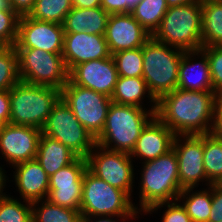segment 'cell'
<instances>
[{
  "instance_id": "obj_1",
  "label": "cell",
  "mask_w": 222,
  "mask_h": 222,
  "mask_svg": "<svg viewBox=\"0 0 222 222\" xmlns=\"http://www.w3.org/2000/svg\"><path fill=\"white\" fill-rule=\"evenodd\" d=\"M218 97L214 91L176 88L157 101L155 116L175 135L210 134Z\"/></svg>"
},
{
  "instance_id": "obj_2",
  "label": "cell",
  "mask_w": 222,
  "mask_h": 222,
  "mask_svg": "<svg viewBox=\"0 0 222 222\" xmlns=\"http://www.w3.org/2000/svg\"><path fill=\"white\" fill-rule=\"evenodd\" d=\"M140 164H136V169L140 168L136 170V192L132 197L133 205L139 213L143 215L157 203L178 199L183 189L180 185L177 155L173 149L165 155Z\"/></svg>"
},
{
  "instance_id": "obj_3",
  "label": "cell",
  "mask_w": 222,
  "mask_h": 222,
  "mask_svg": "<svg viewBox=\"0 0 222 222\" xmlns=\"http://www.w3.org/2000/svg\"><path fill=\"white\" fill-rule=\"evenodd\" d=\"M156 111L112 102L96 144L114 151L131 153L144 127Z\"/></svg>"
},
{
  "instance_id": "obj_4",
  "label": "cell",
  "mask_w": 222,
  "mask_h": 222,
  "mask_svg": "<svg viewBox=\"0 0 222 222\" xmlns=\"http://www.w3.org/2000/svg\"><path fill=\"white\" fill-rule=\"evenodd\" d=\"M184 51L151 36L142 46L143 79L156 101L175 90Z\"/></svg>"
},
{
  "instance_id": "obj_5",
  "label": "cell",
  "mask_w": 222,
  "mask_h": 222,
  "mask_svg": "<svg viewBox=\"0 0 222 222\" xmlns=\"http://www.w3.org/2000/svg\"><path fill=\"white\" fill-rule=\"evenodd\" d=\"M9 95L10 123L42 129L61 99V90L19 81L9 89Z\"/></svg>"
},
{
  "instance_id": "obj_6",
  "label": "cell",
  "mask_w": 222,
  "mask_h": 222,
  "mask_svg": "<svg viewBox=\"0 0 222 222\" xmlns=\"http://www.w3.org/2000/svg\"><path fill=\"white\" fill-rule=\"evenodd\" d=\"M202 1L168 7L159 28L152 35L156 40L183 51L202 48Z\"/></svg>"
},
{
  "instance_id": "obj_7",
  "label": "cell",
  "mask_w": 222,
  "mask_h": 222,
  "mask_svg": "<svg viewBox=\"0 0 222 222\" xmlns=\"http://www.w3.org/2000/svg\"><path fill=\"white\" fill-rule=\"evenodd\" d=\"M82 215L89 217H135L139 212L123 191L106 183L88 168L83 175Z\"/></svg>"
},
{
  "instance_id": "obj_8",
  "label": "cell",
  "mask_w": 222,
  "mask_h": 222,
  "mask_svg": "<svg viewBox=\"0 0 222 222\" xmlns=\"http://www.w3.org/2000/svg\"><path fill=\"white\" fill-rule=\"evenodd\" d=\"M15 49L20 81L59 90L68 82L69 71L62 54L49 53L37 48Z\"/></svg>"
},
{
  "instance_id": "obj_9",
  "label": "cell",
  "mask_w": 222,
  "mask_h": 222,
  "mask_svg": "<svg viewBox=\"0 0 222 222\" xmlns=\"http://www.w3.org/2000/svg\"><path fill=\"white\" fill-rule=\"evenodd\" d=\"M41 133L58 140L82 158H87L96 145V139L78 121L62 98L53 107Z\"/></svg>"
},
{
  "instance_id": "obj_10",
  "label": "cell",
  "mask_w": 222,
  "mask_h": 222,
  "mask_svg": "<svg viewBox=\"0 0 222 222\" xmlns=\"http://www.w3.org/2000/svg\"><path fill=\"white\" fill-rule=\"evenodd\" d=\"M86 159L88 169L93 174L123 190L132 199L136 186V164L129 153L109 150L96 144Z\"/></svg>"
},
{
  "instance_id": "obj_11",
  "label": "cell",
  "mask_w": 222,
  "mask_h": 222,
  "mask_svg": "<svg viewBox=\"0 0 222 222\" xmlns=\"http://www.w3.org/2000/svg\"><path fill=\"white\" fill-rule=\"evenodd\" d=\"M61 98L91 136L97 139L105 125L111 98L73 84L70 80L62 88Z\"/></svg>"
},
{
  "instance_id": "obj_12",
  "label": "cell",
  "mask_w": 222,
  "mask_h": 222,
  "mask_svg": "<svg viewBox=\"0 0 222 222\" xmlns=\"http://www.w3.org/2000/svg\"><path fill=\"white\" fill-rule=\"evenodd\" d=\"M172 149L177 155L182 189L211 185L204 169L203 135H175Z\"/></svg>"
},
{
  "instance_id": "obj_13",
  "label": "cell",
  "mask_w": 222,
  "mask_h": 222,
  "mask_svg": "<svg viewBox=\"0 0 222 222\" xmlns=\"http://www.w3.org/2000/svg\"><path fill=\"white\" fill-rule=\"evenodd\" d=\"M87 168V159L77 157L71 164L50 176L47 200L58 206L80 211L83 175Z\"/></svg>"
},
{
  "instance_id": "obj_14",
  "label": "cell",
  "mask_w": 222,
  "mask_h": 222,
  "mask_svg": "<svg viewBox=\"0 0 222 222\" xmlns=\"http://www.w3.org/2000/svg\"><path fill=\"white\" fill-rule=\"evenodd\" d=\"M40 136L39 128L6 123L0 130V162L11 168L36 159Z\"/></svg>"
},
{
  "instance_id": "obj_15",
  "label": "cell",
  "mask_w": 222,
  "mask_h": 222,
  "mask_svg": "<svg viewBox=\"0 0 222 222\" xmlns=\"http://www.w3.org/2000/svg\"><path fill=\"white\" fill-rule=\"evenodd\" d=\"M63 26L54 22L39 21L28 15L20 16L15 48H37L49 53H63Z\"/></svg>"
},
{
  "instance_id": "obj_16",
  "label": "cell",
  "mask_w": 222,
  "mask_h": 222,
  "mask_svg": "<svg viewBox=\"0 0 222 222\" xmlns=\"http://www.w3.org/2000/svg\"><path fill=\"white\" fill-rule=\"evenodd\" d=\"M9 170L11 173L8 174V188L11 191L14 190L15 195L13 197L30 203L47 199L49 176L36 159L18 163Z\"/></svg>"
},
{
  "instance_id": "obj_17",
  "label": "cell",
  "mask_w": 222,
  "mask_h": 222,
  "mask_svg": "<svg viewBox=\"0 0 222 222\" xmlns=\"http://www.w3.org/2000/svg\"><path fill=\"white\" fill-rule=\"evenodd\" d=\"M118 77L112 56L80 63L69 71V80L73 84L110 98Z\"/></svg>"
},
{
  "instance_id": "obj_18",
  "label": "cell",
  "mask_w": 222,
  "mask_h": 222,
  "mask_svg": "<svg viewBox=\"0 0 222 222\" xmlns=\"http://www.w3.org/2000/svg\"><path fill=\"white\" fill-rule=\"evenodd\" d=\"M151 36L131 13L110 14L104 34L111 55L142 47Z\"/></svg>"
},
{
  "instance_id": "obj_19",
  "label": "cell",
  "mask_w": 222,
  "mask_h": 222,
  "mask_svg": "<svg viewBox=\"0 0 222 222\" xmlns=\"http://www.w3.org/2000/svg\"><path fill=\"white\" fill-rule=\"evenodd\" d=\"M62 56L70 71L80 63L108 58L111 54L104 35L79 32L64 33Z\"/></svg>"
},
{
  "instance_id": "obj_20",
  "label": "cell",
  "mask_w": 222,
  "mask_h": 222,
  "mask_svg": "<svg viewBox=\"0 0 222 222\" xmlns=\"http://www.w3.org/2000/svg\"><path fill=\"white\" fill-rule=\"evenodd\" d=\"M175 134L156 116L144 127L130 157L135 164L154 160L173 147Z\"/></svg>"
},
{
  "instance_id": "obj_21",
  "label": "cell",
  "mask_w": 222,
  "mask_h": 222,
  "mask_svg": "<svg viewBox=\"0 0 222 222\" xmlns=\"http://www.w3.org/2000/svg\"><path fill=\"white\" fill-rule=\"evenodd\" d=\"M177 88L188 91H213L209 61L201 49L184 51L179 66Z\"/></svg>"
},
{
  "instance_id": "obj_22",
  "label": "cell",
  "mask_w": 222,
  "mask_h": 222,
  "mask_svg": "<svg viewBox=\"0 0 222 222\" xmlns=\"http://www.w3.org/2000/svg\"><path fill=\"white\" fill-rule=\"evenodd\" d=\"M111 100L117 104L141 107L149 111L157 109V101L149 92L143 77L119 76Z\"/></svg>"
},
{
  "instance_id": "obj_23",
  "label": "cell",
  "mask_w": 222,
  "mask_h": 222,
  "mask_svg": "<svg viewBox=\"0 0 222 222\" xmlns=\"http://www.w3.org/2000/svg\"><path fill=\"white\" fill-rule=\"evenodd\" d=\"M110 14L101 6L94 8H75L65 16L62 23L64 33L87 32L104 35Z\"/></svg>"
},
{
  "instance_id": "obj_24",
  "label": "cell",
  "mask_w": 222,
  "mask_h": 222,
  "mask_svg": "<svg viewBox=\"0 0 222 222\" xmlns=\"http://www.w3.org/2000/svg\"><path fill=\"white\" fill-rule=\"evenodd\" d=\"M77 157L67 146L41 133L36 160L49 177L71 164Z\"/></svg>"
},
{
  "instance_id": "obj_25",
  "label": "cell",
  "mask_w": 222,
  "mask_h": 222,
  "mask_svg": "<svg viewBox=\"0 0 222 222\" xmlns=\"http://www.w3.org/2000/svg\"><path fill=\"white\" fill-rule=\"evenodd\" d=\"M178 200L184 206L192 222H209L212 206V184L202 188H186Z\"/></svg>"
},
{
  "instance_id": "obj_26",
  "label": "cell",
  "mask_w": 222,
  "mask_h": 222,
  "mask_svg": "<svg viewBox=\"0 0 222 222\" xmlns=\"http://www.w3.org/2000/svg\"><path fill=\"white\" fill-rule=\"evenodd\" d=\"M202 46L222 45V2L202 1Z\"/></svg>"
},
{
  "instance_id": "obj_27",
  "label": "cell",
  "mask_w": 222,
  "mask_h": 222,
  "mask_svg": "<svg viewBox=\"0 0 222 222\" xmlns=\"http://www.w3.org/2000/svg\"><path fill=\"white\" fill-rule=\"evenodd\" d=\"M167 10L166 0H141L131 10V14L145 30L153 35Z\"/></svg>"
},
{
  "instance_id": "obj_28",
  "label": "cell",
  "mask_w": 222,
  "mask_h": 222,
  "mask_svg": "<svg viewBox=\"0 0 222 222\" xmlns=\"http://www.w3.org/2000/svg\"><path fill=\"white\" fill-rule=\"evenodd\" d=\"M204 169L211 184L222 183V140L203 134Z\"/></svg>"
},
{
  "instance_id": "obj_29",
  "label": "cell",
  "mask_w": 222,
  "mask_h": 222,
  "mask_svg": "<svg viewBox=\"0 0 222 222\" xmlns=\"http://www.w3.org/2000/svg\"><path fill=\"white\" fill-rule=\"evenodd\" d=\"M32 204V222H79L81 212L51 203L47 199Z\"/></svg>"
},
{
  "instance_id": "obj_30",
  "label": "cell",
  "mask_w": 222,
  "mask_h": 222,
  "mask_svg": "<svg viewBox=\"0 0 222 222\" xmlns=\"http://www.w3.org/2000/svg\"><path fill=\"white\" fill-rule=\"evenodd\" d=\"M72 8V0H36L28 16L39 21L62 25Z\"/></svg>"
},
{
  "instance_id": "obj_31",
  "label": "cell",
  "mask_w": 222,
  "mask_h": 222,
  "mask_svg": "<svg viewBox=\"0 0 222 222\" xmlns=\"http://www.w3.org/2000/svg\"><path fill=\"white\" fill-rule=\"evenodd\" d=\"M0 222H32V204L8 191L0 197Z\"/></svg>"
},
{
  "instance_id": "obj_32",
  "label": "cell",
  "mask_w": 222,
  "mask_h": 222,
  "mask_svg": "<svg viewBox=\"0 0 222 222\" xmlns=\"http://www.w3.org/2000/svg\"><path fill=\"white\" fill-rule=\"evenodd\" d=\"M119 76L142 77L143 54L142 47L123 50L111 55Z\"/></svg>"
},
{
  "instance_id": "obj_33",
  "label": "cell",
  "mask_w": 222,
  "mask_h": 222,
  "mask_svg": "<svg viewBox=\"0 0 222 222\" xmlns=\"http://www.w3.org/2000/svg\"><path fill=\"white\" fill-rule=\"evenodd\" d=\"M158 213L162 214L159 215V217H161L159 218V222H192L184 206L178 199L174 201L157 203L144 212L142 216L143 218L147 216V218L149 217L148 219H150V216L154 214L158 215Z\"/></svg>"
},
{
  "instance_id": "obj_34",
  "label": "cell",
  "mask_w": 222,
  "mask_h": 222,
  "mask_svg": "<svg viewBox=\"0 0 222 222\" xmlns=\"http://www.w3.org/2000/svg\"><path fill=\"white\" fill-rule=\"evenodd\" d=\"M19 81L17 52L10 46L0 55V90H9Z\"/></svg>"
},
{
  "instance_id": "obj_35",
  "label": "cell",
  "mask_w": 222,
  "mask_h": 222,
  "mask_svg": "<svg viewBox=\"0 0 222 222\" xmlns=\"http://www.w3.org/2000/svg\"><path fill=\"white\" fill-rule=\"evenodd\" d=\"M201 50L209 61L213 91L222 96V45L202 46Z\"/></svg>"
},
{
  "instance_id": "obj_36",
  "label": "cell",
  "mask_w": 222,
  "mask_h": 222,
  "mask_svg": "<svg viewBox=\"0 0 222 222\" xmlns=\"http://www.w3.org/2000/svg\"><path fill=\"white\" fill-rule=\"evenodd\" d=\"M19 18L14 10H0V38L9 46L17 41Z\"/></svg>"
},
{
  "instance_id": "obj_37",
  "label": "cell",
  "mask_w": 222,
  "mask_h": 222,
  "mask_svg": "<svg viewBox=\"0 0 222 222\" xmlns=\"http://www.w3.org/2000/svg\"><path fill=\"white\" fill-rule=\"evenodd\" d=\"M222 220V183L212 184V206L209 222Z\"/></svg>"
},
{
  "instance_id": "obj_38",
  "label": "cell",
  "mask_w": 222,
  "mask_h": 222,
  "mask_svg": "<svg viewBox=\"0 0 222 222\" xmlns=\"http://www.w3.org/2000/svg\"><path fill=\"white\" fill-rule=\"evenodd\" d=\"M101 7L108 14L130 13V0H101Z\"/></svg>"
},
{
  "instance_id": "obj_39",
  "label": "cell",
  "mask_w": 222,
  "mask_h": 222,
  "mask_svg": "<svg viewBox=\"0 0 222 222\" xmlns=\"http://www.w3.org/2000/svg\"><path fill=\"white\" fill-rule=\"evenodd\" d=\"M6 123H10V95L9 90H0V130Z\"/></svg>"
},
{
  "instance_id": "obj_40",
  "label": "cell",
  "mask_w": 222,
  "mask_h": 222,
  "mask_svg": "<svg viewBox=\"0 0 222 222\" xmlns=\"http://www.w3.org/2000/svg\"><path fill=\"white\" fill-rule=\"evenodd\" d=\"M211 134L222 140V96H219L214 108V121Z\"/></svg>"
},
{
  "instance_id": "obj_41",
  "label": "cell",
  "mask_w": 222,
  "mask_h": 222,
  "mask_svg": "<svg viewBox=\"0 0 222 222\" xmlns=\"http://www.w3.org/2000/svg\"><path fill=\"white\" fill-rule=\"evenodd\" d=\"M136 220L138 221L143 220V216L141 213H138L135 217H105V218L89 217L81 214L79 222H129V221L137 222Z\"/></svg>"
},
{
  "instance_id": "obj_42",
  "label": "cell",
  "mask_w": 222,
  "mask_h": 222,
  "mask_svg": "<svg viewBox=\"0 0 222 222\" xmlns=\"http://www.w3.org/2000/svg\"><path fill=\"white\" fill-rule=\"evenodd\" d=\"M36 0H11L13 10L19 15H28Z\"/></svg>"
},
{
  "instance_id": "obj_43",
  "label": "cell",
  "mask_w": 222,
  "mask_h": 222,
  "mask_svg": "<svg viewBox=\"0 0 222 222\" xmlns=\"http://www.w3.org/2000/svg\"><path fill=\"white\" fill-rule=\"evenodd\" d=\"M1 163L2 162H0V197L7 194L8 193L7 190H9V189H7L8 188L7 187L8 186V175H7V173L9 172V170H6V166H4Z\"/></svg>"
},
{
  "instance_id": "obj_44",
  "label": "cell",
  "mask_w": 222,
  "mask_h": 222,
  "mask_svg": "<svg viewBox=\"0 0 222 222\" xmlns=\"http://www.w3.org/2000/svg\"><path fill=\"white\" fill-rule=\"evenodd\" d=\"M75 8H94L101 6V0H72Z\"/></svg>"
},
{
  "instance_id": "obj_45",
  "label": "cell",
  "mask_w": 222,
  "mask_h": 222,
  "mask_svg": "<svg viewBox=\"0 0 222 222\" xmlns=\"http://www.w3.org/2000/svg\"><path fill=\"white\" fill-rule=\"evenodd\" d=\"M195 1L197 0H166V3L168 7H175V6H181V5L193 3Z\"/></svg>"
},
{
  "instance_id": "obj_46",
  "label": "cell",
  "mask_w": 222,
  "mask_h": 222,
  "mask_svg": "<svg viewBox=\"0 0 222 222\" xmlns=\"http://www.w3.org/2000/svg\"><path fill=\"white\" fill-rule=\"evenodd\" d=\"M0 10H13L11 0H0Z\"/></svg>"
},
{
  "instance_id": "obj_47",
  "label": "cell",
  "mask_w": 222,
  "mask_h": 222,
  "mask_svg": "<svg viewBox=\"0 0 222 222\" xmlns=\"http://www.w3.org/2000/svg\"><path fill=\"white\" fill-rule=\"evenodd\" d=\"M10 46L0 38V55L5 52Z\"/></svg>"
},
{
  "instance_id": "obj_48",
  "label": "cell",
  "mask_w": 222,
  "mask_h": 222,
  "mask_svg": "<svg viewBox=\"0 0 222 222\" xmlns=\"http://www.w3.org/2000/svg\"><path fill=\"white\" fill-rule=\"evenodd\" d=\"M141 0H130V13L131 10L140 2Z\"/></svg>"
},
{
  "instance_id": "obj_49",
  "label": "cell",
  "mask_w": 222,
  "mask_h": 222,
  "mask_svg": "<svg viewBox=\"0 0 222 222\" xmlns=\"http://www.w3.org/2000/svg\"><path fill=\"white\" fill-rule=\"evenodd\" d=\"M201 1H208V2H222V0H201Z\"/></svg>"
}]
</instances>
